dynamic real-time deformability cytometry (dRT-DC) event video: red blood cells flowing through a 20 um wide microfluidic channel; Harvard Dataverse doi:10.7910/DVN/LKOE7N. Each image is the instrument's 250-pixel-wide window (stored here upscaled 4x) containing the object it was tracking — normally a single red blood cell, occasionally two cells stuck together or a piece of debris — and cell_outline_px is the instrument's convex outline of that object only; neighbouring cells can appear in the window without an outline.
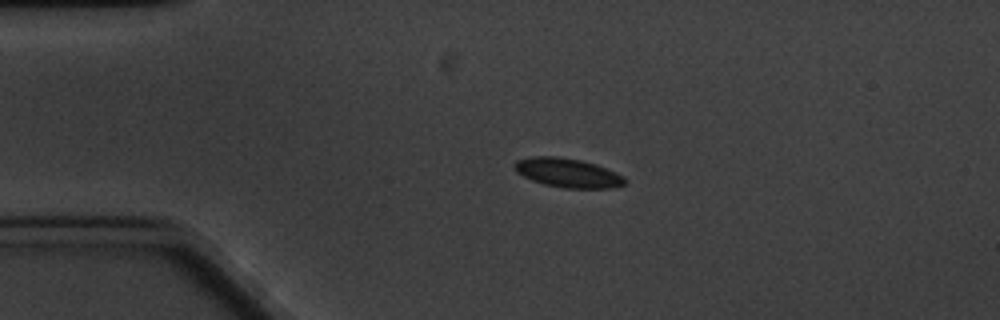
{"species": "common noctule bat (a hibernating species)", "species_latin": "Nyctalus noctula", "temperature_condition": "cold", "stored_images_in_passage": 4, "camera_frame_rate_fps": 3000, "um_per_image_px": 0.085, "animal": {"sex": "male", "body_mass_g": 20.1, "forearm_length_mm": 53.5}, "frame": {"image": 1, "passage_image": 3, "time_ms": 3.0, "image_size_px": [1000, 320], "cell_outline_px": [[628, 180], [624, 184], [612, 188], [564, 188], [544, 184], [532, 180], [516, 172], [512, 168], [512, 164], [516, 160], [532, 156], [556, 156], [580, 160], [596, 164], [624, 176]], "centroid_in_image_um": [48.23, 14.68], "position_along_channel_um": 36.8, "area_um2": 18.84}}